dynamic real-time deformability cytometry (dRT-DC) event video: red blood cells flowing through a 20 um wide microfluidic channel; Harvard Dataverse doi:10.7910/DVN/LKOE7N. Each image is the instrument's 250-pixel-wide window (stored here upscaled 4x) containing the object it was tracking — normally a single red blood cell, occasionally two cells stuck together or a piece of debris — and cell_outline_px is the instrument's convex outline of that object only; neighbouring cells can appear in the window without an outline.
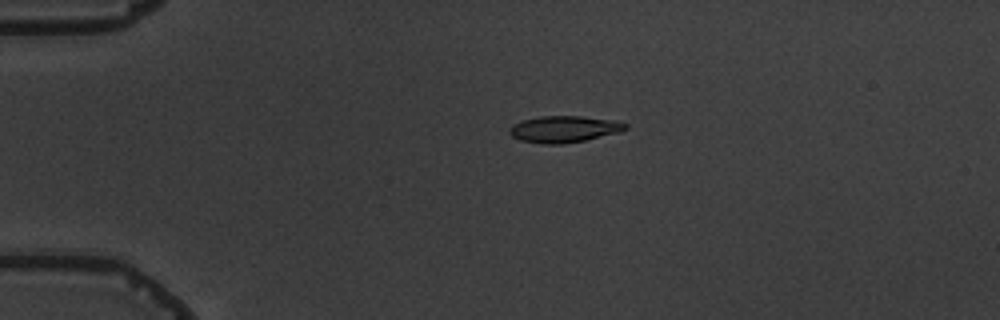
{"species": "common noctule bat (a hibernating species)", "species_latin": "Nyctalus noctula", "temperature_condition": "warm", "stored_images_in_passage": 5, "camera_frame_rate_fps": 3000, "um_per_image_px": 0.085, "animal": {"sex": "male", "body_mass_g": 19.5, "forearm_length_mm": 54.6}, "frame": {"image": 1, "passage_image": 4, "time_ms": 3.333, "image_size_px": [1000, 320], "cell_outline_px": [[628, 128], [620, 132], [584, 140], [564, 144], [544, 144], [520, 140], [512, 136], [508, 132], [508, 128], [512, 124], [524, 120], [540, 116], [580, 116], [616, 120], [628, 124]], "centroid_in_image_um": [47.94, 10.97], "position_along_channel_um": 37.1, "area_um2": 18.03}}